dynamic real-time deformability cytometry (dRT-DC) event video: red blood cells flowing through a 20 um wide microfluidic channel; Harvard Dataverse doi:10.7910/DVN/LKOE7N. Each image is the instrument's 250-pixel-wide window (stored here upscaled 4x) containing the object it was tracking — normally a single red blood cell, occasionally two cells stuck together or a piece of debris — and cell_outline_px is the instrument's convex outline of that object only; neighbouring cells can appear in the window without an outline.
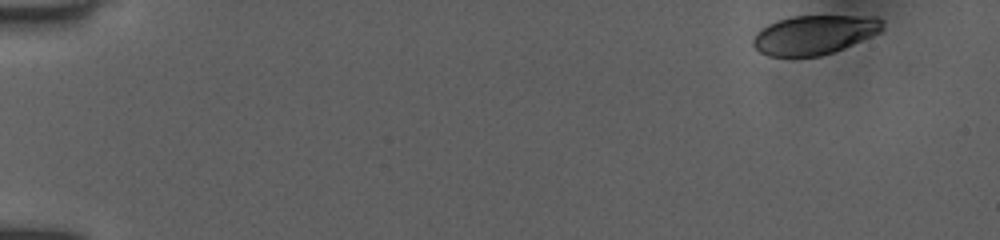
{"species": "human", "species_latin": "Homo sapiens", "temperature_condition": "room temperature", "stored_images_in_passage": 6, "camera_frame_rate_fps": 3000, "um_per_image_px": 0.085, "donor": {"sex": "female"}, "frame": {"image": 1, "passage_image": 1, "time_ms": 0.0, "image_size_px": [1000, 240], "cell_outline_px": [[884, 28], [880, 32], [844, 48], [820, 56], [768, 56], [760, 52], [752, 44], [752, 40], [756, 32], [760, 28], [776, 20], [792, 16], [876, 16], [884, 20]], "centroid_in_image_um": [69.21, 2.94], "position_along_channel_um": 15.8, "area_um2": 29.71}}
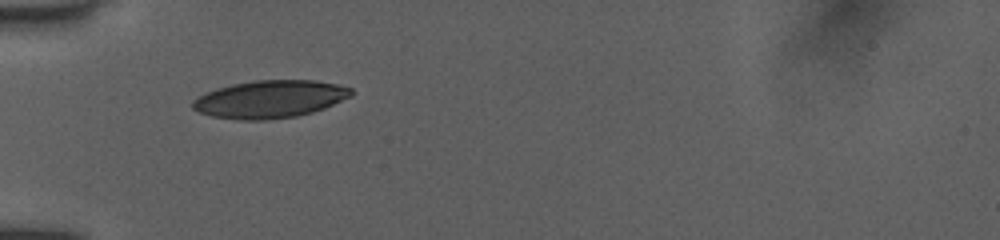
{"frame": {"image": 2, "passage_image": 5, "time_ms": 4.667, "image_size_px": [1000, 240], "cell_outline_px": [[352, 96], [324, 108], [312, 112], [296, 116], [264, 120], [240, 120], [212, 116], [200, 112], [192, 108], [192, 100], [204, 92], [216, 88], [232, 84], [252, 80], [316, 80], [336, 84], [352, 88]], "centroid_in_image_um": [22.92, 8.42], "position_along_channel_um": 62.1, "area_um2": 34.85}}
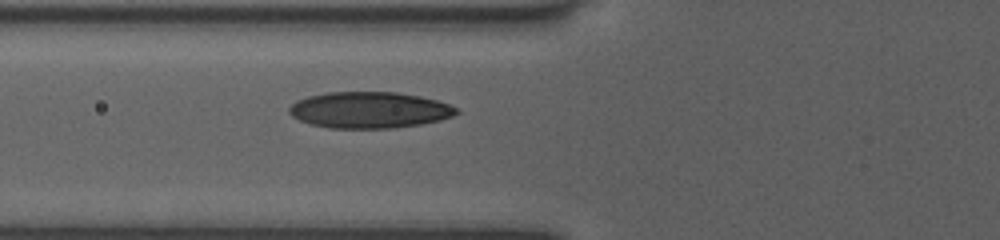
{"frame": {"image": 3, "passage_image": 6, "time_ms": 5.667, "image_size_px": [1000, 240], "cell_outline_px": [[460, 112], [452, 116], [440, 120], [420, 124], [392, 128], [328, 128], [312, 124], [300, 120], [292, 116], [288, 112], [288, 108], [296, 100], [308, 96], [328, 92], [396, 92], [420, 96], [436, 100], [448, 104], [456, 108]], "centroid_in_image_um": [31.38, 9.35], "position_along_channel_um": 94.4, "area_um2": 35.32}}